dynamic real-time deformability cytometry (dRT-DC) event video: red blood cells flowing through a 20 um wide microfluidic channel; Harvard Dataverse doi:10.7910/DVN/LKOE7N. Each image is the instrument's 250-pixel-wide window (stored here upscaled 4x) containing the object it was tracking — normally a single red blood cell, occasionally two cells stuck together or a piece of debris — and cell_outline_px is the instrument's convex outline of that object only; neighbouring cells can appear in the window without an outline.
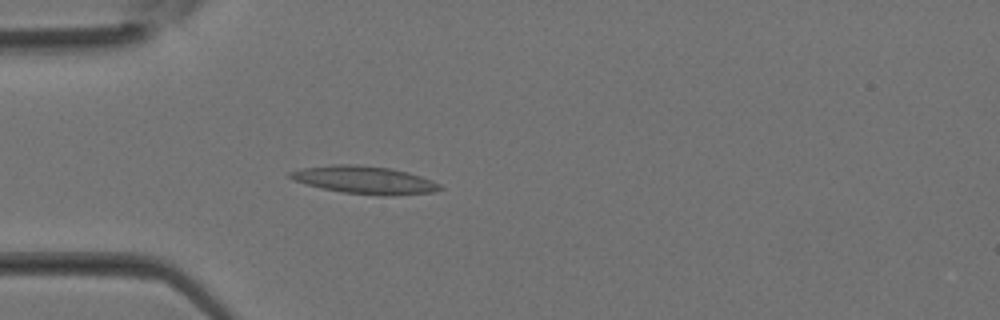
{"species": "Egyptian fruit bat (a non-hibernating species)", "species_latin": "Rousettus aegyptiacus", "temperature_condition": "room temperature", "stored_images_in_passage": 10, "camera_frame_rate_fps": 3000, "um_per_image_px": 0.085, "animal": {"sex": "female"}, "frame": {"image": 1, "passage_image": 1, "time_ms": 0.0, "image_size_px": [1000, 320], "cell_outline_px": [[444, 188], [432, 192], [392, 196], [384, 196], [344, 192], [324, 188], [308, 184], [296, 180], [288, 176], [288, 172], [304, 168], [332, 164], [356, 164], [388, 168], [408, 172], [432, 180], [440, 184]], "centroid_in_image_um": [31.04, 15.29], "position_along_channel_um": 54.0, "area_um2": 23.93}}
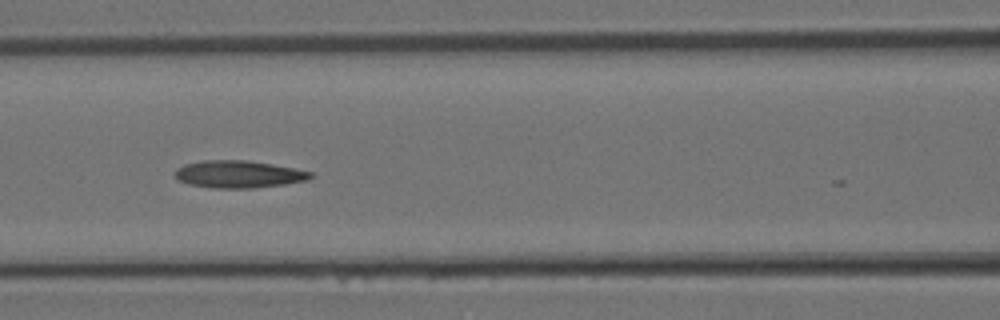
{"frame": {"image": 2, "passage_image": 6, "time_ms": 1.667, "image_size_px": [1000, 320], "cell_outline_px": [[312, 176], [308, 180], [284, 184], [252, 188], [212, 188], [188, 184], [180, 180], [176, 176], [176, 168], [184, 164], [204, 160], [244, 160], [272, 164], [312, 172]], "centroid_in_image_um": [20.26, 14.81], "position_along_channel_um": 146.3, "area_um2": 21.39}}
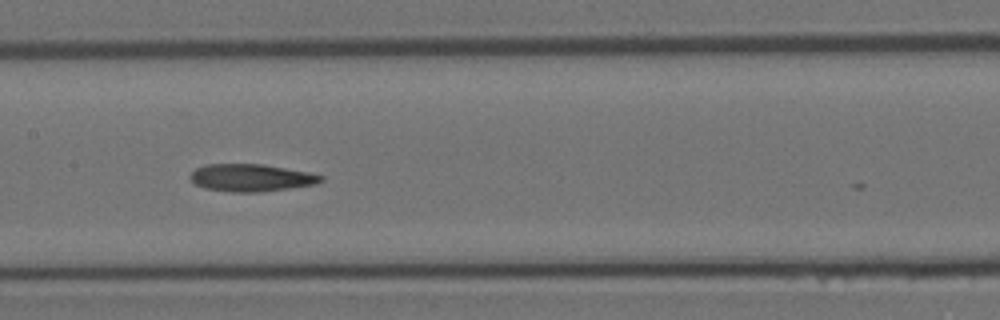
{"frame": {"image": 3, "passage_image": 8, "time_ms": 2.333, "image_size_px": [1000, 320], "cell_outline_px": [[324, 180], [316, 184], [260, 192], [232, 192], [204, 188], [196, 184], [188, 176], [196, 168], [204, 164], [264, 164], [308, 172], [324, 176]], "centroid_in_image_um": [21.34, 15.1], "position_along_channel_um": 186.1, "area_um2": 20.87}}